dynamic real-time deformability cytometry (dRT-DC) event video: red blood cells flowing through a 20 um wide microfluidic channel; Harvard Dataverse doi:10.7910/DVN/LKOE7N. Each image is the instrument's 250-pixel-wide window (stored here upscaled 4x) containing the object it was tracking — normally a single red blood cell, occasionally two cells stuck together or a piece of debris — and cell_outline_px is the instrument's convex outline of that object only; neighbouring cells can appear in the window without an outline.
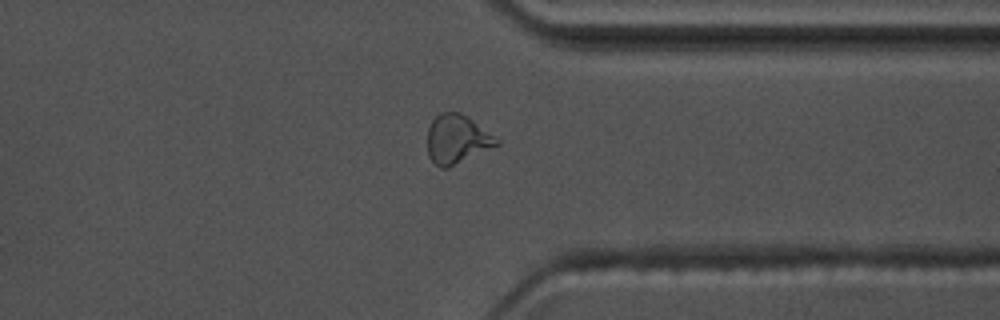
{"species": "common noctule bat (a hibernating species)", "species_latin": "Nyctalus noctula", "temperature_condition": "warm", "stored_images_in_passage": 47, "camera_frame_rate_fps": 3000, "um_per_image_px": 0.085, "animal": {"sex": "male", "body_mass_g": 17.5, "forearm_length_mm": 52.3}, "frame": {"image": 1, "passage_image": 34, "time_ms": 11.0, "image_size_px": [1000, 320], "cell_outline_px": [[500, 144], [448, 168], [440, 168], [428, 156], [428, 128], [432, 120], [440, 112], [460, 112], [468, 116], [500, 140]], "centroid_in_image_um": [38.85, 11.82], "position_along_channel_um": 372.6, "area_um2": 19.71}, "authors_computed_cell_mechanics": {"area_um2": 18.496, "velocity_mm_per_s": 3.5814, "shape_relaxation_time_tau1_ms": null, "shape_relaxation_time_tau2_ms": 2.0534, "deformation_change_tau1": null, "deformation_change_tau2": 0.0977}}